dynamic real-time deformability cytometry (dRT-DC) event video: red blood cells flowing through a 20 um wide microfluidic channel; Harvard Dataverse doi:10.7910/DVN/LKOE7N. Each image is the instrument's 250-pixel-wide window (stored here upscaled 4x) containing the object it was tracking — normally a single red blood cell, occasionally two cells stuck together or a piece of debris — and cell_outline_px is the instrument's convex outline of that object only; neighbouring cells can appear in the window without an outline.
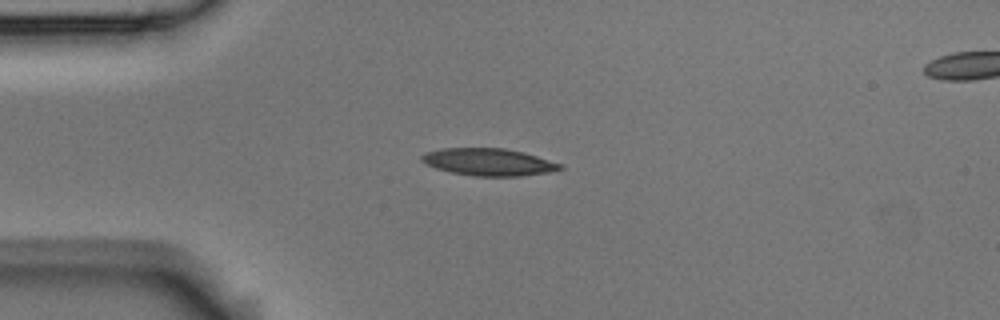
{"species": "Egyptian fruit bat (a non-hibernating species)", "species_latin": "Rousettus aegyptiacus", "temperature_condition": "room temperature", "stored_images_in_passage": 8, "camera_frame_rate_fps": 3000, "um_per_image_px": 0.085, "animal": {"sex": "male"}, "frame": {"image": 1, "passage_image": 3, "time_ms": 0.667, "image_size_px": [1000, 320], "cell_outline_px": [[564, 168], [548, 172], [520, 176], [472, 176], [452, 172], [436, 168], [424, 164], [420, 160], [420, 156], [428, 152], [440, 148], [504, 148], [524, 152], [564, 164]], "centroid_in_image_um": [41.54, 13.77], "position_along_channel_um": 43.5, "area_um2": 22.08}}
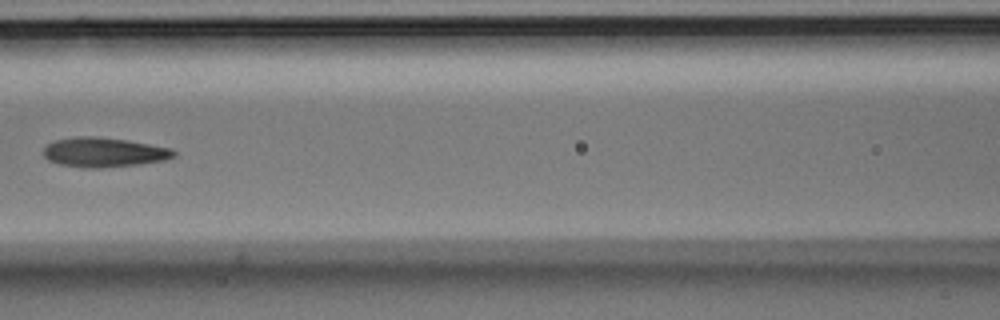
{"frame": {"image": 2, "passage_image": 6, "time_ms": 1.667, "image_size_px": [1000, 320], "cell_outline_px": [[176, 156], [164, 160], [140, 164], [100, 168], [84, 168], [60, 164], [48, 160], [44, 156], [44, 148], [48, 144], [56, 140], [76, 136], [96, 136], [124, 140], [172, 148], [176, 152]], "centroid_in_image_um": [8.83, 12.95], "position_along_channel_um": 157.8, "area_um2": 22.37}}
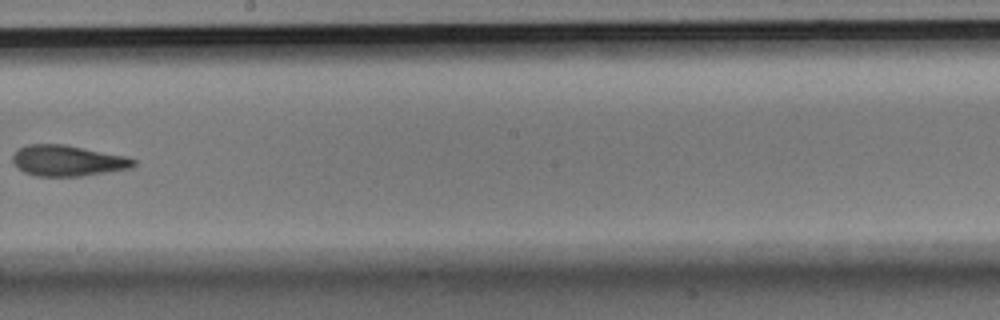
{"frame": {"image": 3, "passage_image": 8, "time_ms": 2.333, "image_size_px": [1000, 320], "cell_outline_px": [[136, 164], [132, 168], [108, 172], [80, 176], [36, 176], [24, 172], [12, 160], [12, 156], [20, 148], [28, 144], [64, 144], [128, 156], [136, 160]], "centroid_in_image_um": [5.81, 13.65], "position_along_channel_um": 242.4, "area_um2": 21.73}}